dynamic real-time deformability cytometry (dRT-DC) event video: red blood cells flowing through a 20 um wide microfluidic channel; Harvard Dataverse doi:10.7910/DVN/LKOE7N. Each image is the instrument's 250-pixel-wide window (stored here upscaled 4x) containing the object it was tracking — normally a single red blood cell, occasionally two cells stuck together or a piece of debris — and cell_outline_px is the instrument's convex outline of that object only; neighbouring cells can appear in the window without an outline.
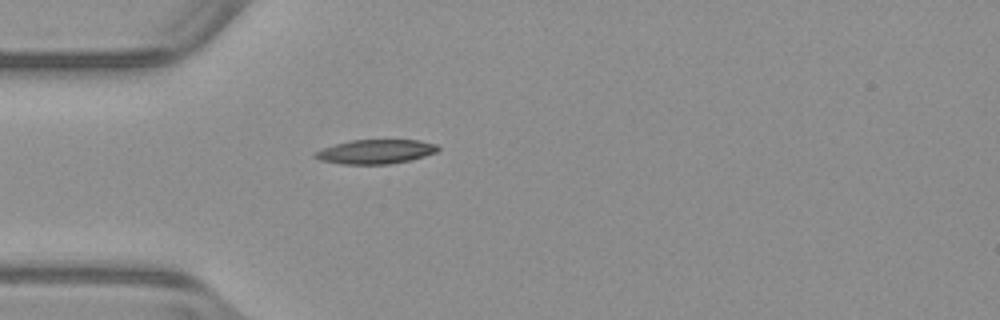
{"species": "common noctule bat (a hibernating species)", "species_latin": "Nyctalus noctula", "temperature_condition": "warm", "stored_images_in_passage": 17, "camera_frame_rate_fps": 3000, "um_per_image_px": 0.085, "animal": {"sex": "male", "body_mass_g": 23.1, "forearm_length_mm": 52.7}, "frame": {"image": 1, "passage_image": 1, "time_ms": 0.0, "image_size_px": [1000, 320], "cell_outline_px": [[440, 148], [436, 152], [424, 156], [408, 160], [388, 164], [344, 164], [320, 160], [312, 156], [312, 152], [336, 144], [352, 140], [420, 140], [436, 144]], "centroid_in_image_um": [31.91, 12.89], "position_along_channel_um": 53.1, "area_um2": 17.22}}
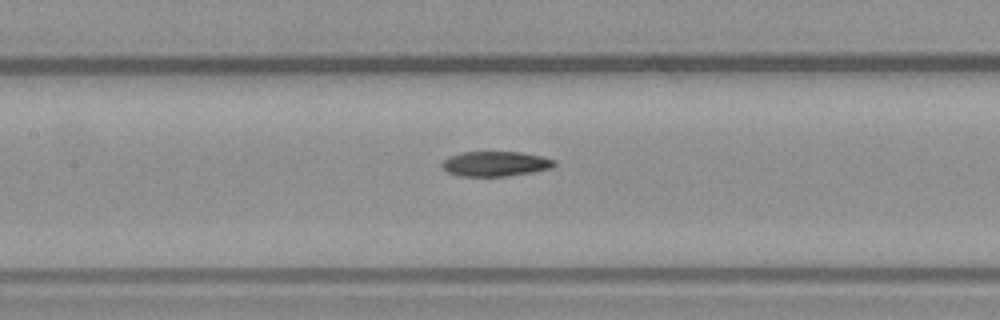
{"frame": {"image": 2, "passage_image": 10, "time_ms": 3.0, "image_size_px": [1000, 320], "cell_outline_px": [[556, 164], [552, 168], [532, 172], [508, 176], [460, 176], [448, 172], [440, 164], [448, 156], [460, 152], [520, 152], [540, 156], [556, 160]], "centroid_in_image_um": [42.1, 13.92], "position_along_channel_um": 165.3, "area_um2": 16.36}}
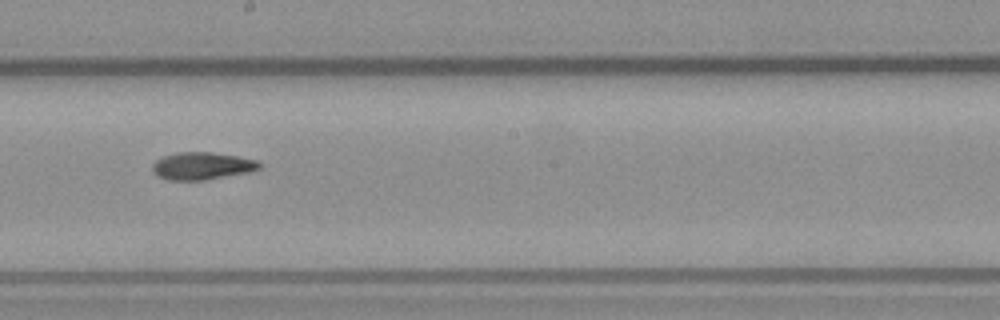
{"frame": {"image": 3, "passage_image": 15, "time_ms": 4.667, "image_size_px": [1000, 320], "cell_outline_px": [[260, 168], [248, 172], [204, 180], [168, 180], [156, 176], [152, 172], [152, 164], [156, 160], [164, 156], [176, 152], [212, 152], [236, 156], [256, 160], [260, 164]], "centroid_in_image_um": [17.11, 14.1], "position_along_channel_um": 231.1, "area_um2": 17.05}}